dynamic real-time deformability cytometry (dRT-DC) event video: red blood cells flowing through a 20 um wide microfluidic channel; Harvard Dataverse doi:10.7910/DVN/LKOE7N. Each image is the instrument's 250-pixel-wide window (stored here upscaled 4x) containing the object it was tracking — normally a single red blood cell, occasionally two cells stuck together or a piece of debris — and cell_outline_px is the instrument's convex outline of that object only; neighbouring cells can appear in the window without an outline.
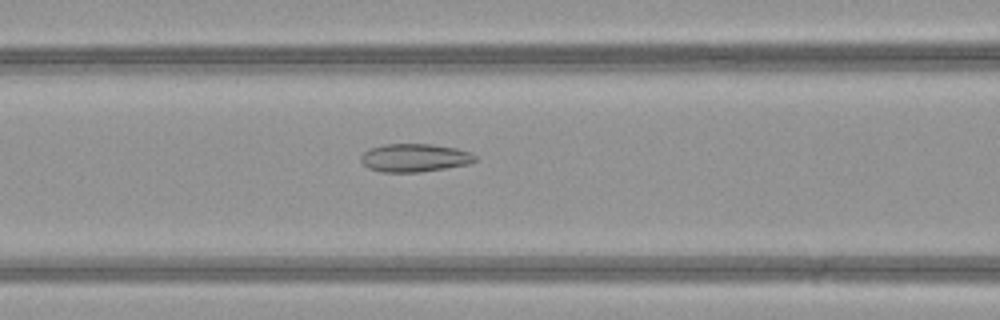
{"species": "common noctule bat (a hibernating species)", "species_latin": "Nyctalus noctula", "temperature_condition": "warm", "stored_images_in_passage": 36, "camera_frame_rate_fps": 3000, "um_per_image_px": 0.085, "animal": {"sex": "female", "body_mass_g": 21.9}, "frame": {"image": 1, "passage_image": 8, "time_ms": 2.333, "image_size_px": [1000, 320], "cell_outline_px": [[476, 160], [468, 164], [420, 172], [380, 172], [368, 168], [360, 160], [360, 156], [368, 148], [384, 144], [432, 144], [456, 148], [472, 152], [476, 156]], "centroid_in_image_um": [35.22, 13.4], "position_along_channel_um": 131.4, "area_um2": 18.84}}
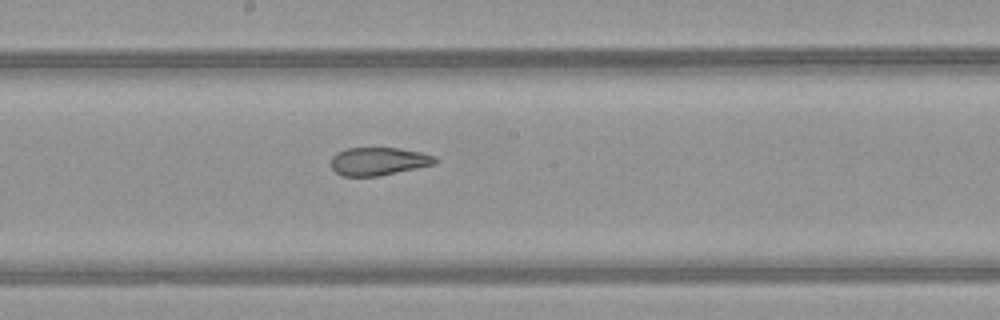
{"frame": {"image": 2, "passage_image": 14, "time_ms": 4.333, "image_size_px": [1000, 320], "cell_outline_px": [[440, 160], [436, 164], [380, 176], [344, 176], [336, 172], [332, 168], [332, 156], [336, 152], [348, 148], [400, 148], [420, 152], [436, 156]], "centroid_in_image_um": [32.22, 13.71], "position_along_channel_um": 216.0, "area_um2": 17.11}}
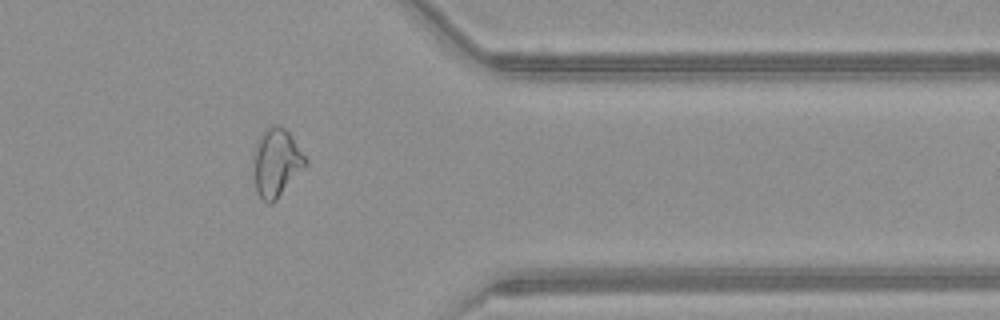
{"frame": {"image": 3, "passage_image": 27, "time_ms": 8.667, "image_size_px": [1000, 320], "cell_outline_px": [[308, 164], [276, 200], [272, 204], [268, 204], [256, 192], [252, 160], [252, 152], [256, 140], [264, 128], [272, 124], [276, 124], [284, 128], [292, 136], [308, 160]], "centroid_in_image_um": [23.46, 13.79], "position_along_channel_um": 387.9, "area_um2": 21.21}, "authors_computed_cell_mechanics": {"area_um2": 19.0451, "velocity_mm_per_s": 4.2223, "shape_relaxation_time_tau1_ms": null, "shape_relaxation_time_tau2_ms": 1.7725, "deformation_change_tau1": null, "deformation_change_tau2": 0.0873}}